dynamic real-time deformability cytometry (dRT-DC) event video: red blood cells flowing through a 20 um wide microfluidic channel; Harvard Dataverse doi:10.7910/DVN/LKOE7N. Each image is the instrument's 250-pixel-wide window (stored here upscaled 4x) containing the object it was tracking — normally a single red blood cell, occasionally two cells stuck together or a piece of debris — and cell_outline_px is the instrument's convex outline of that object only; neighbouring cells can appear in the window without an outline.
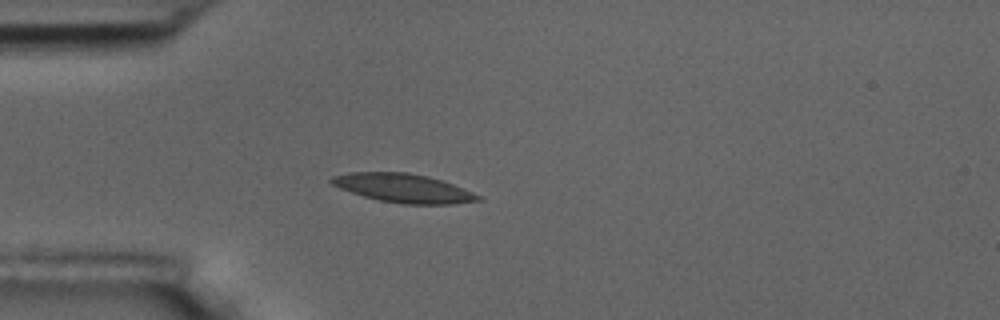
{"species": "common noctule bat (a hibernating species)", "species_latin": "Nyctalus noctula", "temperature_condition": "room temperature", "stored_images_in_passage": 5, "camera_frame_rate_fps": 3000, "um_per_image_px": 0.085, "animal": {"sex": "male", "body_mass_g": 17.5, "forearm_length_mm": 52.3}, "frame": {"image": 1, "passage_image": 5, "time_ms": 4.333, "image_size_px": [1000, 320], "cell_outline_px": [[484, 200], [452, 204], [404, 204], [380, 200], [364, 196], [340, 188], [332, 184], [328, 180], [332, 176], [348, 172], [408, 172], [428, 176], [452, 184], [484, 196]], "centroid_in_image_um": [34.32, 15.99], "position_along_channel_um": 50.7, "area_um2": 24.57}}